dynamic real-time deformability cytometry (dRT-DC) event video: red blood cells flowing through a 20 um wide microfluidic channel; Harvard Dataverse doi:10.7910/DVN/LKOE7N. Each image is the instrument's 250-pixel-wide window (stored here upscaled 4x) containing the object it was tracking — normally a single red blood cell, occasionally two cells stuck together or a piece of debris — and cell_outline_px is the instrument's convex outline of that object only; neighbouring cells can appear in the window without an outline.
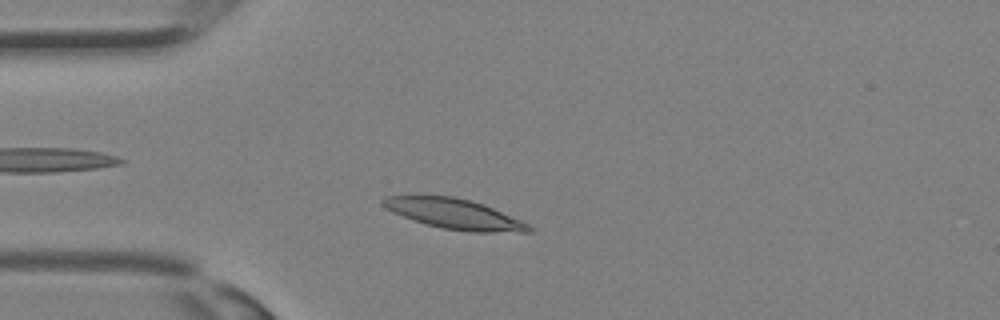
{"species": "Egyptian fruit bat (a non-hibernating species)", "species_latin": "Rousettus aegyptiacus", "temperature_condition": "room temperature", "stored_images_in_passage": 29, "camera_frame_rate_fps": 3000, "um_per_image_px": 0.085, "animal": {"sex": "female"}, "frame": {"image": 1, "passage_image": 5, "time_ms": 1.333, "image_size_px": [1000, 320], "cell_outline_px": [[532, 232], [468, 232], [440, 228], [424, 224], [392, 212], [380, 204], [380, 200], [384, 196], [452, 196], [484, 204], [520, 220], [528, 224], [532, 228]], "centroid_in_image_um": [38.58, 18.19], "position_along_channel_um": 46.4, "area_um2": 25.61}}
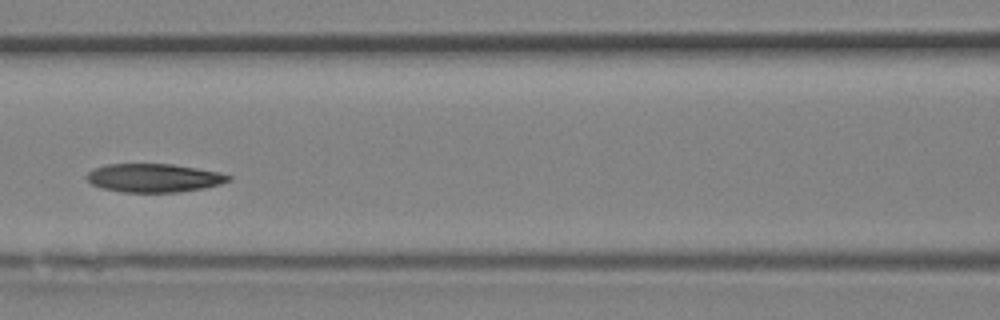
{"frame": {"image": 2, "passage_image": 11, "time_ms": 3.333, "image_size_px": [1000, 320], "cell_outline_px": [[232, 180], [220, 184], [204, 188], [180, 192], [120, 192], [100, 188], [92, 184], [84, 176], [92, 168], [108, 164], [172, 164], [196, 168], [216, 172], [232, 176]], "centroid_in_image_um": [13.04, 15.13], "position_along_channel_um": 153.6, "area_um2": 23.64}}
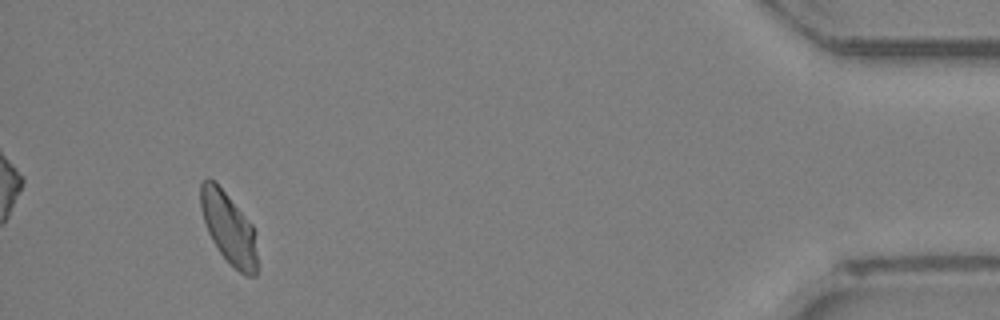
{"frame": {"image": 3, "passage_image": 27, "time_ms": 8.667, "image_size_px": [1000, 320], "cell_outline_px": [[256, 276], [244, 276], [220, 252], [212, 240], [208, 232], [200, 208], [200, 184], [208, 176], [216, 180], [252, 224], [256, 232]], "centroid_in_image_um": [19.43, 19.32], "position_along_channel_um": 415.8, "area_um2": 23.64}}